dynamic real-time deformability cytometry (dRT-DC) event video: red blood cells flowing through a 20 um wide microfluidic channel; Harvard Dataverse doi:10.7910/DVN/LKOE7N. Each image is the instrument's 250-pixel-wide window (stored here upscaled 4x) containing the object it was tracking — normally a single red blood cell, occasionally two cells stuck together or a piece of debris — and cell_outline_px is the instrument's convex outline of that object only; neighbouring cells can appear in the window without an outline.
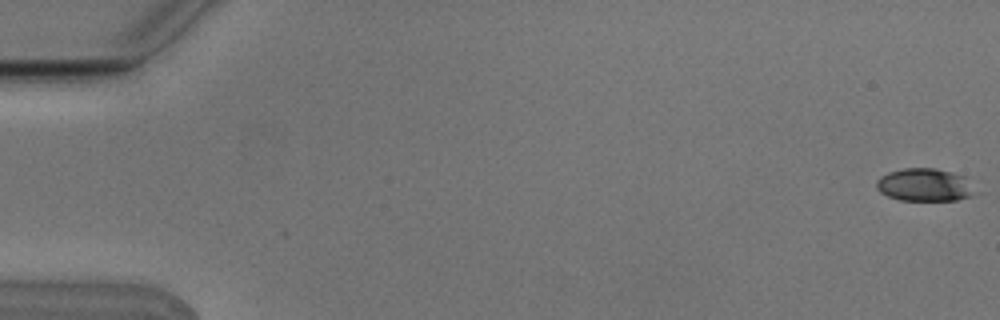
{"species": "Egyptian fruit bat (a non-hibernating species)", "species_latin": "Rousettus aegyptiacus", "temperature_condition": "cold", "stored_images_in_passage": 6, "camera_frame_rate_fps": 3000, "um_per_image_px": 0.085, "animal": {"sex": "male"}, "frame": {"image": 1, "passage_image": 1, "time_ms": 0.0, "image_size_px": [1000, 320], "cell_outline_px": [[972, 196], [956, 200], [900, 200], [888, 196], [880, 192], [876, 188], [876, 180], [880, 176], [888, 172], [904, 168], [936, 168], [952, 172], [964, 176]], "centroid_in_image_um": [78.48, 15.7], "position_along_channel_um": 6.5, "area_um2": 18.5}}
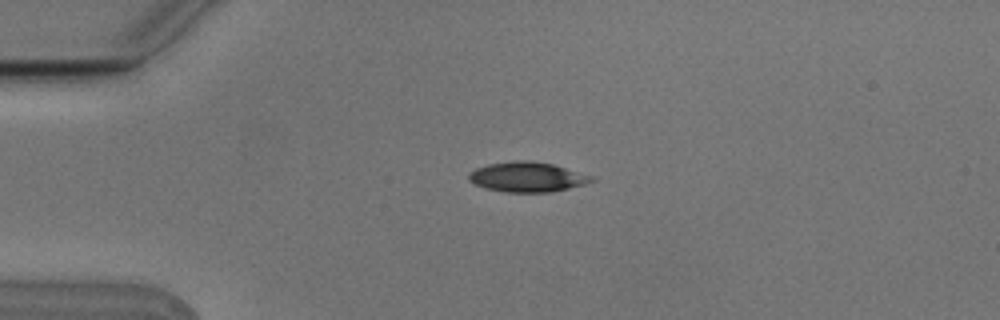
{"frame": {"image": 2, "passage_image": 4, "time_ms": 1.0, "image_size_px": [1000, 320], "cell_outline_px": [[596, 180], [584, 184], [552, 192], [504, 192], [484, 188], [468, 180], [468, 172], [476, 168], [488, 164], [516, 160], [524, 160], [552, 164], [596, 176]], "centroid_in_image_um": [44.82, 15.04], "position_along_channel_um": 40.2, "area_um2": 21.5}}